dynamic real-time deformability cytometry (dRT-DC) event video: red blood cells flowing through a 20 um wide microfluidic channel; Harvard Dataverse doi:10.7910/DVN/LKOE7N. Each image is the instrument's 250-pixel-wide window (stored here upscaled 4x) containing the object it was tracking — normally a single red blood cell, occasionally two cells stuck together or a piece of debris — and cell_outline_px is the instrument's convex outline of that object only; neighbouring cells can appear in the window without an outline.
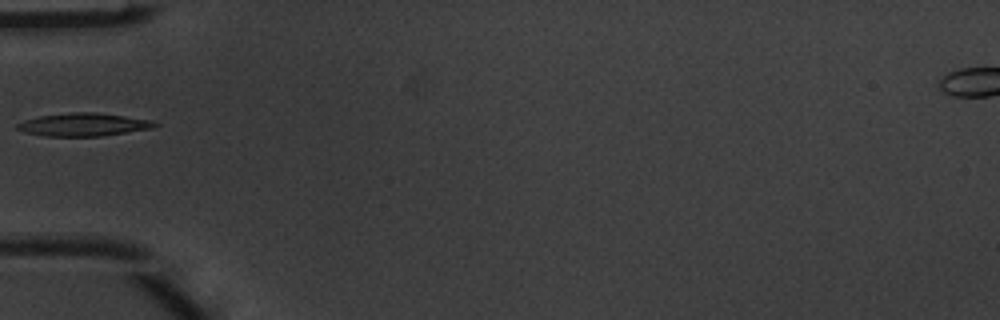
{"species": "common noctule bat (a hibernating species)", "species_latin": "Nyctalus noctula", "temperature_condition": "warm", "stored_images_in_passage": 2, "camera_frame_rate_fps": 3000, "um_per_image_px": 0.085, "animal": {"sex": "male", "body_mass_g": 20.1, "forearm_length_mm": 53.5}, "frame": {"image": 1, "passage_image": 1, "time_ms": 0.0, "image_size_px": [1000, 320], "cell_outline_px": [[160, 124], [156, 128], [100, 136], [44, 136], [24, 132], [16, 128], [16, 124], [24, 120], [40, 116], [72, 112], [92, 112], [124, 116], [152, 120]], "centroid_in_image_um": [7.12, 10.59], "position_along_channel_um": 77.9, "area_um2": 18.44}}
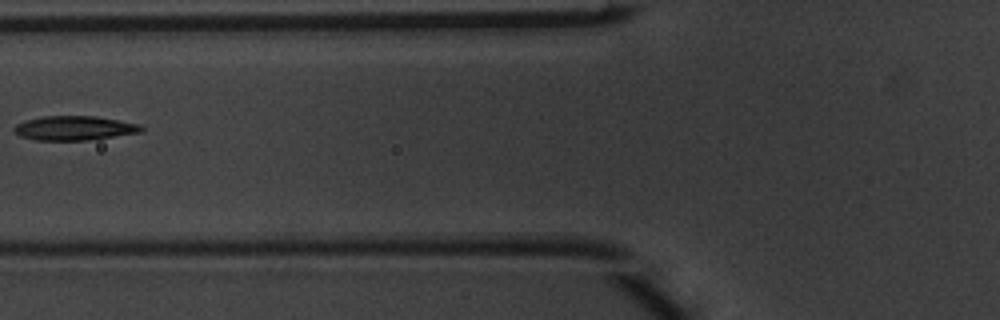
{"frame": {"image": 2, "passage_image": 2, "time_ms": 0.333, "image_size_px": [1000, 320], "cell_outline_px": [[144, 128], [140, 132], [88, 140], [36, 140], [20, 136], [12, 128], [16, 124], [28, 120], [44, 116], [96, 116], [140, 124]], "centroid_in_image_um": [6.32, 10.88], "position_along_channel_um": 119.5, "area_um2": 17.8}}